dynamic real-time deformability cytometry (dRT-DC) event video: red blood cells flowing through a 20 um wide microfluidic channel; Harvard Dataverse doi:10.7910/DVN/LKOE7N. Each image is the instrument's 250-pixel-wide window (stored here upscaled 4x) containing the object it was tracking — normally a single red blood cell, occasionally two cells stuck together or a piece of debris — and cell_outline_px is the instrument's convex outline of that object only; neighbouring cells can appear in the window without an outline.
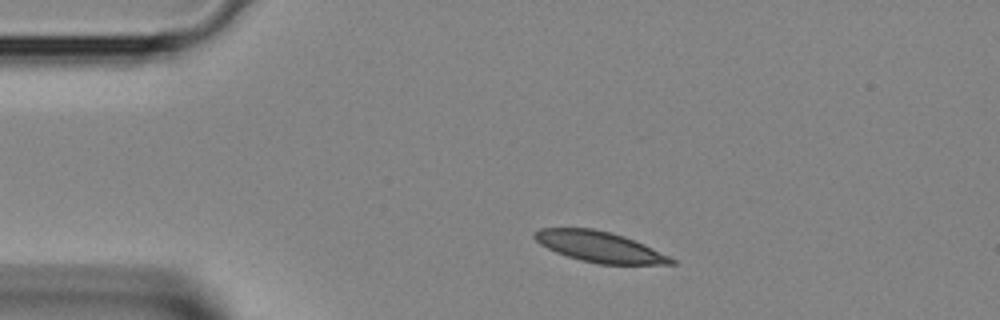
{"species": "Egyptian fruit bat (a non-hibernating species)", "species_latin": "Rousettus aegyptiacus", "temperature_condition": "room temperature", "stored_images_in_passage": 3, "segment_of_instrument_passage": [2, 2], "camera_frame_rate_fps": 3000, "um_per_image_px": 0.085, "animal": {"sex": "female"}, "frame": {"image": 1, "passage_image": 3, "time_ms": 0.667, "image_size_px": [1000, 320], "cell_outline_px": [[676, 264], [600, 264], [580, 260], [556, 252], [540, 244], [532, 236], [532, 232], [540, 228], [592, 228], [612, 232], [624, 236], [644, 244], [676, 260]], "centroid_in_image_um": [50.93, 20.96], "position_along_channel_um": 34.1, "area_um2": 24.33}}